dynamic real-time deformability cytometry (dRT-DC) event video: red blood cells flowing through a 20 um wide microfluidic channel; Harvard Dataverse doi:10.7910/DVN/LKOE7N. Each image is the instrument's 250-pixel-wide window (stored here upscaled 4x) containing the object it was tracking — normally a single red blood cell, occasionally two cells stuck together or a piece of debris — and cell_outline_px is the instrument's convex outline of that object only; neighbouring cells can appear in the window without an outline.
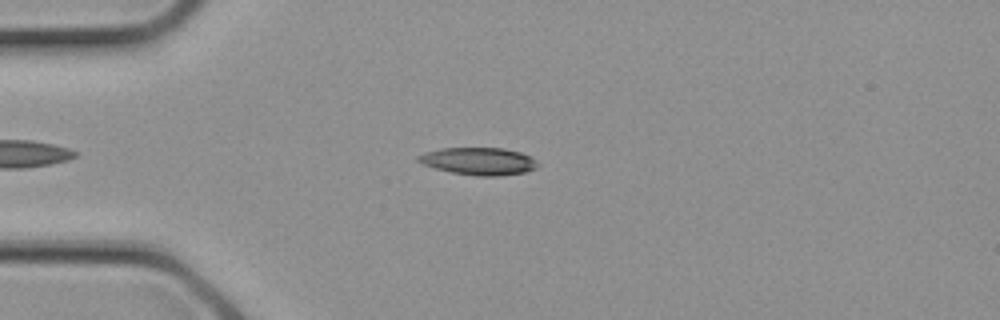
{"species": "common noctule bat (a hibernating species)", "species_latin": "Nyctalus noctula", "temperature_condition": "cold", "stored_images_in_passage": 8, "camera_frame_rate_fps": 3000, "um_per_image_px": 0.085, "animal": {"sex": "female", "body_mass_g": 21.9}, "frame": {"image": 1, "passage_image": 5, "time_ms": 1.333, "image_size_px": [1000, 320], "cell_outline_px": [[540, 164], [536, 168], [524, 172], [500, 176], [476, 176], [452, 172], [436, 168], [424, 164], [416, 160], [416, 156], [424, 152], [440, 148], [504, 148], [520, 152], [532, 156]], "centroid_in_image_um": [40.71, 13.69], "position_along_channel_um": 44.3, "area_um2": 19.19}}
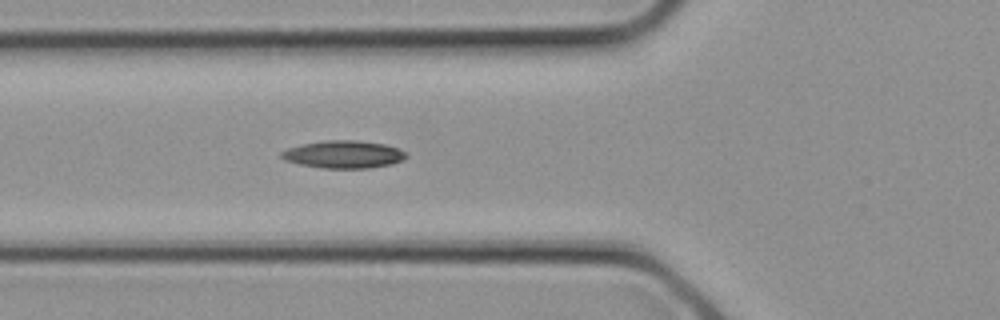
{"frame": {"image": 2, "passage_image": 8, "time_ms": 2.333, "image_size_px": [1000, 320], "cell_outline_px": [[408, 156], [404, 160], [392, 164], [368, 168], [324, 168], [300, 164], [284, 160], [280, 156], [280, 152], [288, 148], [304, 144], [324, 140], [356, 140], [384, 144], [400, 148], [408, 152]], "centroid_in_image_um": [29.26, 13.12], "position_along_channel_um": 96.5, "area_um2": 20.17}}